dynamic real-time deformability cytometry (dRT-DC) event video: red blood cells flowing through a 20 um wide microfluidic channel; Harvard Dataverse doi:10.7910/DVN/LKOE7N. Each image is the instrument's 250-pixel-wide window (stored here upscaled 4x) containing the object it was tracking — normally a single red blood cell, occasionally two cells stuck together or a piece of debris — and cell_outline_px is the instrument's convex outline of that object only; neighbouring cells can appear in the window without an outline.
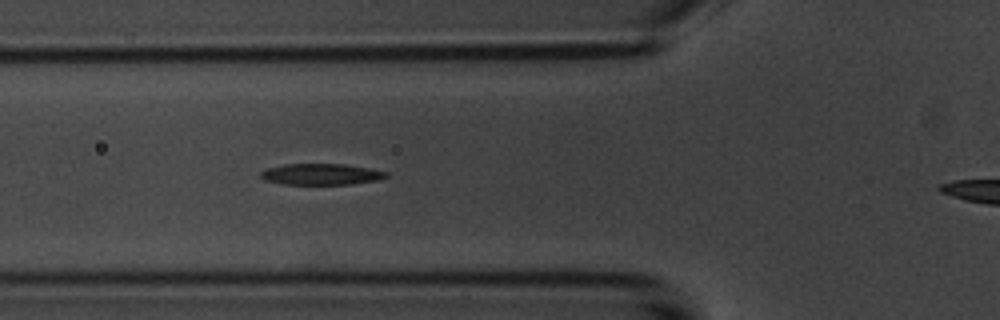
{"species": "common noctule bat (a hibernating species)", "species_latin": "Nyctalus noctula", "temperature_condition": "room temperature", "stored_images_in_passage": 27, "camera_frame_rate_fps": 3000, "um_per_image_px": 0.085, "animal": {"sex": "male", "body_mass_g": 20.1, "forearm_length_mm": 53.5}, "frame": {"image": 1, "passage_image": 8, "time_ms": 2.333, "image_size_px": [1000, 320], "cell_outline_px": [[388, 176], [376, 180], [352, 184], [284, 184], [264, 180], [260, 176], [260, 172], [268, 168], [284, 164], [344, 164], [372, 168], [388, 172]], "centroid_in_image_um": [27.31, 14.8], "position_along_channel_um": 98.5, "area_um2": 15.49}}
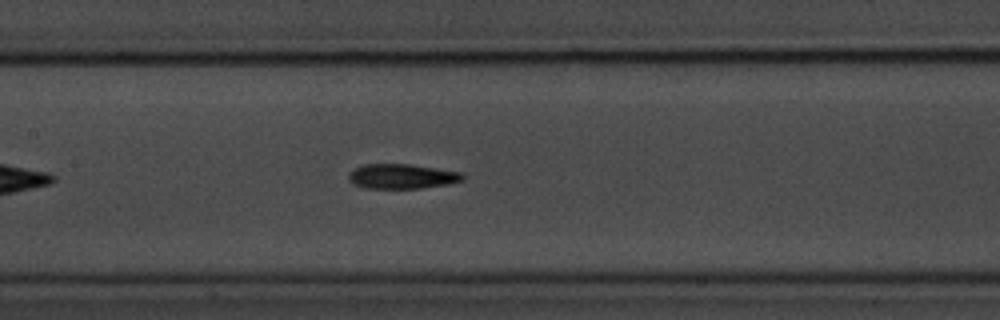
{"frame": {"image": 2, "passage_image": 14, "time_ms": 4.333, "image_size_px": [1000, 320], "cell_outline_px": [[464, 180], [448, 184], [420, 188], [364, 188], [352, 184], [348, 180], [348, 172], [364, 164], [412, 164], [460, 172], [464, 176]], "centroid_in_image_um": [34.13, 14.99], "position_along_channel_um": 173.3, "area_um2": 16.53}}
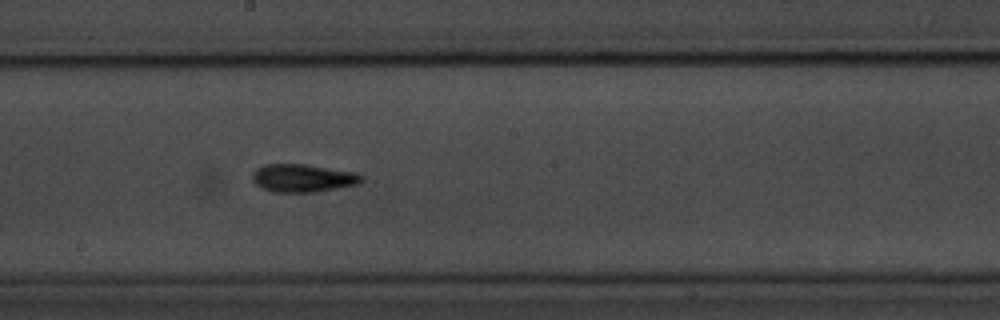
{"frame": {"image": 3, "passage_image": 18, "time_ms": 5.667, "image_size_px": [1000, 320], "cell_outline_px": [[364, 180], [356, 184], [316, 192], [272, 192], [260, 188], [252, 180], [252, 172], [256, 168], [264, 164], [304, 164], [360, 172], [364, 176]], "centroid_in_image_um": [25.74, 15.13], "position_along_channel_um": 222.5, "area_um2": 18.09}}